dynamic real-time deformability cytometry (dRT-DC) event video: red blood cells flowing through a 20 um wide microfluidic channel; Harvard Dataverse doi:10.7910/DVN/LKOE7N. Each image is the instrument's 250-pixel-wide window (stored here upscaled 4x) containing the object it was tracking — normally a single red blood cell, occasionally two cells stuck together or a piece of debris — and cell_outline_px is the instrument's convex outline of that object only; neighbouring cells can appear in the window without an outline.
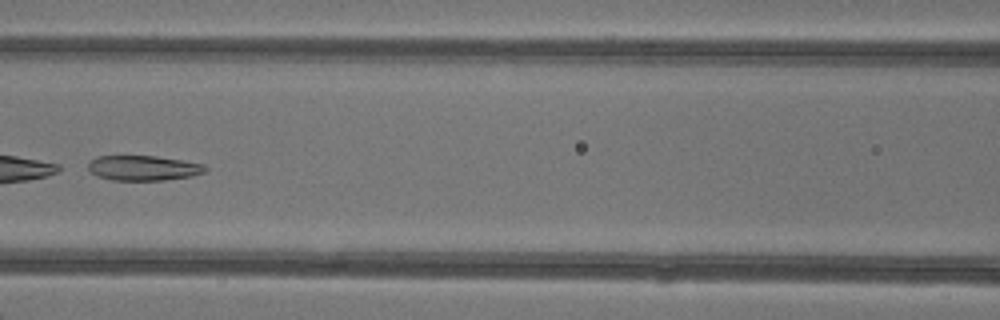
{"species": "common noctule bat (a hibernating species)", "species_latin": "Nyctalus noctula", "temperature_condition": "warm", "stored_images_in_passage": 7, "camera_frame_rate_fps": 3000, "um_per_image_px": 0.085, "animal": {"sex": "female"}, "frame": {"image": 1, "passage_image": 7, "time_ms": 7.0, "image_size_px": [1000, 320], "cell_outline_px": [[208, 168], [204, 172], [192, 176], [164, 180], [112, 180], [96, 176], [88, 172], [88, 164], [96, 156], [156, 156], [204, 164]], "centroid_in_image_um": [12.15, 14.28], "position_along_channel_um": 154.4, "area_um2": 17.11}}